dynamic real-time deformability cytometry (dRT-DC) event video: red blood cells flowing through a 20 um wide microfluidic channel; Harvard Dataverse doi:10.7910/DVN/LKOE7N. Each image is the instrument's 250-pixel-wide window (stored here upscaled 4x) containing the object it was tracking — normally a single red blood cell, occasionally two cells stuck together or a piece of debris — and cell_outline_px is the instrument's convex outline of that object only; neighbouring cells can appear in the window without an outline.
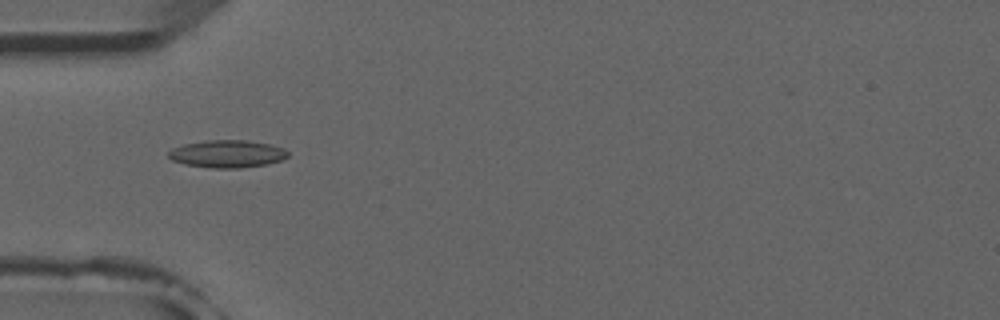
{"species": "common noctule bat (a hibernating species)", "species_latin": "Nyctalus noctula", "temperature_condition": "room temperature", "stored_images_in_passage": 8, "camera_frame_rate_fps": 3000, "um_per_image_px": 0.085, "animal": {"sex": "male", "forearm_length_mm": 52.5}, "frame": {"image": 1, "passage_image": 5, "time_ms": 4.667, "image_size_px": [1000, 320], "cell_outline_px": [[288, 156], [284, 160], [264, 164], [240, 168], [212, 168], [184, 164], [172, 160], [168, 156], [168, 152], [172, 148], [184, 144], [204, 140], [248, 140], [268, 144], [284, 148], [288, 152]], "centroid_in_image_um": [19.31, 13.07], "position_along_channel_um": 65.7, "area_um2": 19.19}}
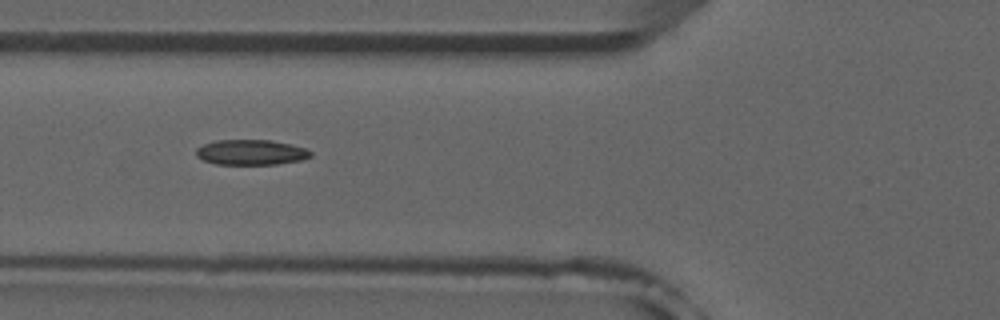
{"frame": {"image": 2, "passage_image": 6, "time_ms": 5.667, "image_size_px": [1000, 320], "cell_outline_px": [[312, 156], [300, 160], [276, 164], [216, 164], [204, 160], [196, 156], [196, 148], [204, 144], [216, 140], [268, 140], [308, 148], [312, 152]], "centroid_in_image_um": [21.34, 12.94], "position_along_channel_um": 104.5, "area_um2": 16.76}}
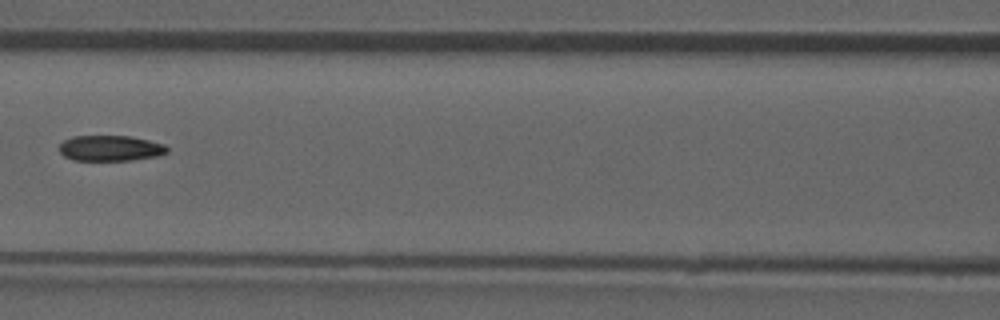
{"frame": {"image": 3, "passage_image": 7, "time_ms": 7.0, "image_size_px": [1000, 320], "cell_outline_px": [[168, 152], [160, 156], [132, 160], [72, 160], [64, 156], [60, 152], [60, 144], [64, 140], [72, 136], [132, 136], [164, 144], [168, 148]], "centroid_in_image_um": [9.4, 12.6], "position_along_channel_um": 157.2, "area_um2": 16.18}}